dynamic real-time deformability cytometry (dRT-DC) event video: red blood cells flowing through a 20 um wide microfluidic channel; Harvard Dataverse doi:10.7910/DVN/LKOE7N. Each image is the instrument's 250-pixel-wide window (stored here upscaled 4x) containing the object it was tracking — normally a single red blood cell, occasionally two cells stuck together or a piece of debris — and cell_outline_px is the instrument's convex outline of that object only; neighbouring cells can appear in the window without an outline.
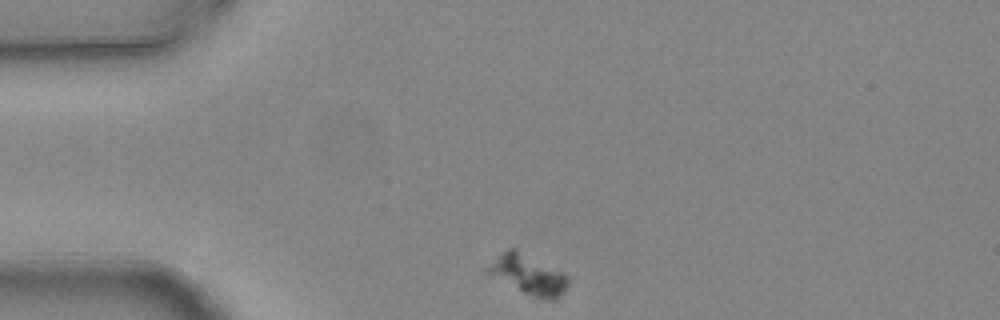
{"species": "common noctule bat (a hibernating species)", "species_latin": "Nyctalus noctula", "temperature_condition": "warm", "stored_images_in_passage": 2, "camera_frame_rate_fps": 3000, "um_per_image_px": 0.085, "animal": {"sex": "female", "body_mass_g": 24.6, "forearm_length_mm": 56.2}, "frame": {"image": 1, "passage_image": 1, "time_ms": 0.0, "image_size_px": [1000, 320], "cell_outline_px": [[568, 284], [556, 300], [548, 300], [524, 292], [484, 272], [484, 268], [500, 252], [508, 248], [512, 248], [568, 276]], "centroid_in_image_um": [44.82, 23.34], "position_along_channel_um": 40.2, "area_um2": 17.8}}